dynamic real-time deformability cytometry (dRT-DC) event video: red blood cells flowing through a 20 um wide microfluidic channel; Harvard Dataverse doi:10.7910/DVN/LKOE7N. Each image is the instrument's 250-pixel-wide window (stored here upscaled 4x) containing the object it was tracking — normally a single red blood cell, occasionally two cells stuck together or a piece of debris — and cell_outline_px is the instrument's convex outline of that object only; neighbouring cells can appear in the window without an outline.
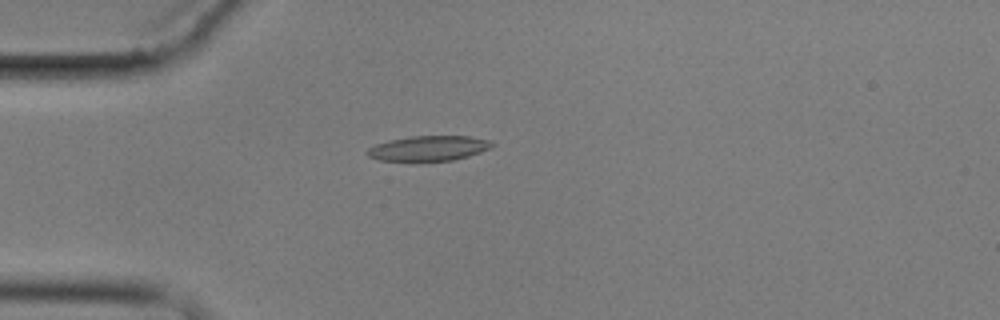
{"species": "common noctule bat (a hibernating species)", "species_latin": "Nyctalus noctula", "temperature_condition": "cold", "stored_images_in_passage": 8, "camera_frame_rate_fps": 3000, "um_per_image_px": 0.085, "animal": {"sex": "male", "body_mass_g": 17.9}, "frame": {"image": 1, "passage_image": 4, "time_ms": 3.667, "image_size_px": [1000, 320], "cell_outline_px": [[496, 144], [492, 148], [468, 156], [452, 160], [416, 164], [380, 160], [368, 156], [364, 152], [368, 148], [376, 144], [388, 140], [412, 136], [468, 136], [488, 140]], "centroid_in_image_um": [36.38, 12.65], "position_along_channel_um": 48.6, "area_um2": 19.07}}
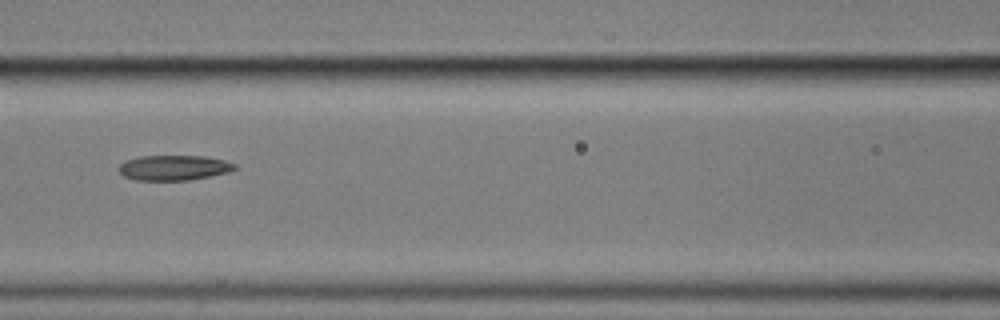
{"frame": {"image": 2, "passage_image": 7, "time_ms": 7.0, "image_size_px": [1000, 320], "cell_outline_px": [[240, 168], [228, 172], [212, 176], [188, 180], [136, 180], [124, 176], [120, 172], [120, 164], [124, 160], [140, 156], [204, 156], [224, 160], [236, 164]], "centroid_in_image_um": [14.82, 14.25], "position_along_channel_um": 151.8, "area_um2": 17.05}}
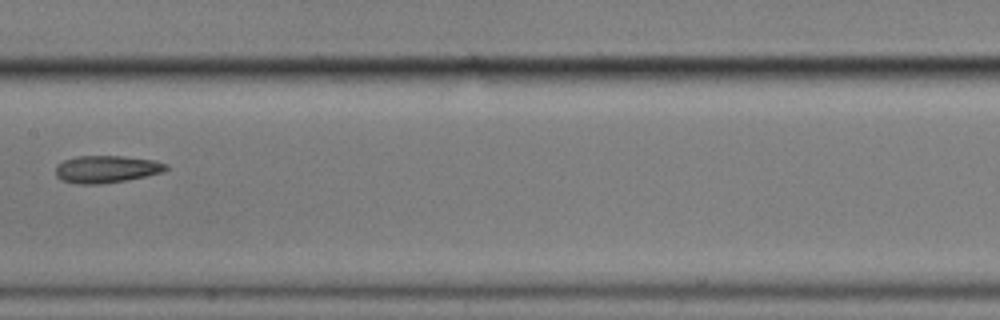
{"frame": {"image": 3, "passage_image": 8, "time_ms": 8.333, "image_size_px": [1000, 320], "cell_outline_px": [[168, 168], [164, 172], [128, 180], [100, 184], [76, 184], [60, 180], [56, 176], [56, 164], [64, 160], [80, 156], [124, 156], [152, 160], [168, 164]], "centroid_in_image_um": [9.04, 14.39], "position_along_channel_um": 198.4, "area_um2": 17.69}}